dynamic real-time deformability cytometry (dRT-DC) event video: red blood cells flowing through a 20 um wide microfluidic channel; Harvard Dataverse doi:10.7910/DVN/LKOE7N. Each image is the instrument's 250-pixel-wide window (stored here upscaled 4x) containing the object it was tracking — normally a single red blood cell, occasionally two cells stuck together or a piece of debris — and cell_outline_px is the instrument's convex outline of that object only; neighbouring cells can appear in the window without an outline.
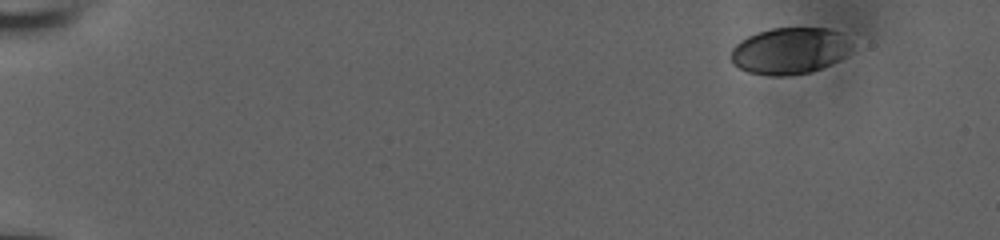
{"species": "human", "species_latin": "Homo sapiens", "temperature_condition": "room temperature", "stored_images_in_passage": 9, "camera_frame_rate_fps": 3000, "um_per_image_px": 0.085, "donor": {"sex": "male"}, "frame": {"image": 1, "passage_image": 1, "time_ms": 0.0, "image_size_px": [1000, 240], "cell_outline_px": [[852, 44], [844, 56], [820, 68], [808, 72], [788, 76], [768, 76], [748, 72], [732, 64], [728, 56], [732, 48], [740, 40], [748, 36], [772, 28], [828, 28], [840, 32]], "centroid_in_image_um": [67.05, 4.32], "position_along_channel_um": 18.0, "area_um2": 32.66}}
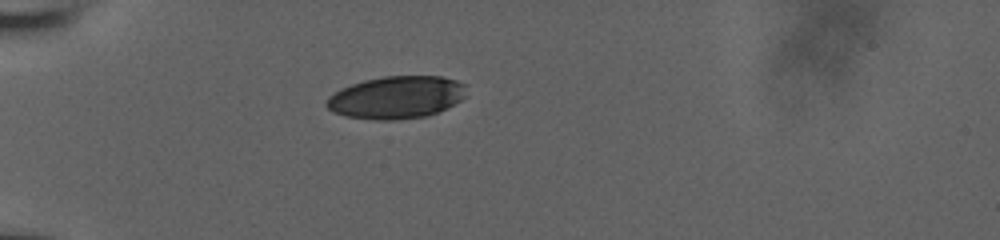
{"frame": {"image": 2, "passage_image": 7, "time_ms": 2.0, "image_size_px": [1000, 240], "cell_outline_px": [[468, 84], [464, 96], [460, 100], [436, 112], [424, 116], [396, 120], [376, 120], [344, 116], [332, 112], [324, 104], [328, 96], [340, 88], [364, 80], [384, 76], [440, 76], [456, 80]], "centroid_in_image_um": [33.65, 8.27], "position_along_channel_um": 51.3, "area_um2": 34.74}}
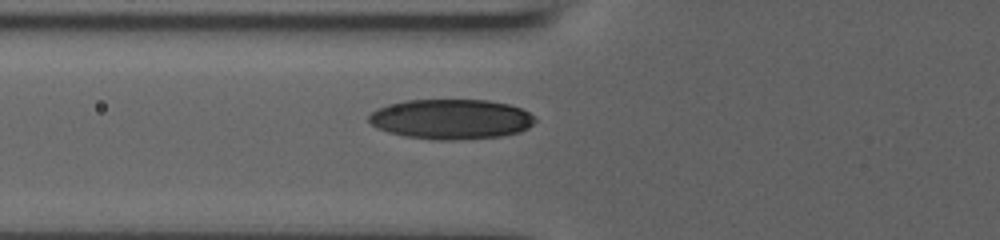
{"frame": {"image": 3, "passage_image": 9, "time_ms": 2.667, "image_size_px": [1000, 240], "cell_outline_px": [[536, 120], [528, 128], [520, 132], [500, 136], [456, 140], [440, 140], [404, 136], [388, 132], [376, 128], [368, 120], [368, 116], [376, 108], [388, 104], [408, 100], [488, 100], [508, 104], [520, 108], [528, 112]], "centroid_in_image_um": [38.31, 10.13], "position_along_channel_um": 87.5, "area_um2": 38.73}}